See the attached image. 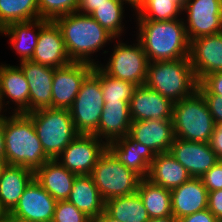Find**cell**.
Returning a JSON list of instances; mask_svg holds the SVG:
<instances>
[{
  "label": "cell",
  "mask_w": 222,
  "mask_h": 222,
  "mask_svg": "<svg viewBox=\"0 0 222 222\" xmlns=\"http://www.w3.org/2000/svg\"><path fill=\"white\" fill-rule=\"evenodd\" d=\"M45 154L55 160L80 134L73 123L69 109L44 108L27 114Z\"/></svg>",
  "instance_id": "obj_5"
},
{
  "label": "cell",
  "mask_w": 222,
  "mask_h": 222,
  "mask_svg": "<svg viewBox=\"0 0 222 222\" xmlns=\"http://www.w3.org/2000/svg\"><path fill=\"white\" fill-rule=\"evenodd\" d=\"M67 201L89 218L97 217L104 212L105 201L90 175L76 176Z\"/></svg>",
  "instance_id": "obj_28"
},
{
  "label": "cell",
  "mask_w": 222,
  "mask_h": 222,
  "mask_svg": "<svg viewBox=\"0 0 222 222\" xmlns=\"http://www.w3.org/2000/svg\"><path fill=\"white\" fill-rule=\"evenodd\" d=\"M126 3L135 9L127 0H106V3L98 6L90 15L115 38H119L126 28L122 22Z\"/></svg>",
  "instance_id": "obj_32"
},
{
  "label": "cell",
  "mask_w": 222,
  "mask_h": 222,
  "mask_svg": "<svg viewBox=\"0 0 222 222\" xmlns=\"http://www.w3.org/2000/svg\"><path fill=\"white\" fill-rule=\"evenodd\" d=\"M94 65L74 62L55 68L52 84V108L69 109L77 96L85 77Z\"/></svg>",
  "instance_id": "obj_12"
},
{
  "label": "cell",
  "mask_w": 222,
  "mask_h": 222,
  "mask_svg": "<svg viewBox=\"0 0 222 222\" xmlns=\"http://www.w3.org/2000/svg\"><path fill=\"white\" fill-rule=\"evenodd\" d=\"M148 222H177V219L173 215H170L163 218H150Z\"/></svg>",
  "instance_id": "obj_46"
},
{
  "label": "cell",
  "mask_w": 222,
  "mask_h": 222,
  "mask_svg": "<svg viewBox=\"0 0 222 222\" xmlns=\"http://www.w3.org/2000/svg\"><path fill=\"white\" fill-rule=\"evenodd\" d=\"M137 87L131 82L111 77L101 69V89L104 103L130 102Z\"/></svg>",
  "instance_id": "obj_34"
},
{
  "label": "cell",
  "mask_w": 222,
  "mask_h": 222,
  "mask_svg": "<svg viewBox=\"0 0 222 222\" xmlns=\"http://www.w3.org/2000/svg\"><path fill=\"white\" fill-rule=\"evenodd\" d=\"M57 201L33 179L9 215L34 222H52Z\"/></svg>",
  "instance_id": "obj_13"
},
{
  "label": "cell",
  "mask_w": 222,
  "mask_h": 222,
  "mask_svg": "<svg viewBox=\"0 0 222 222\" xmlns=\"http://www.w3.org/2000/svg\"><path fill=\"white\" fill-rule=\"evenodd\" d=\"M129 103L130 102L104 103L98 130L94 135L106 144L128 136L132 123Z\"/></svg>",
  "instance_id": "obj_23"
},
{
  "label": "cell",
  "mask_w": 222,
  "mask_h": 222,
  "mask_svg": "<svg viewBox=\"0 0 222 222\" xmlns=\"http://www.w3.org/2000/svg\"><path fill=\"white\" fill-rule=\"evenodd\" d=\"M103 105L101 68L95 65L83 80L69 108L75 128L80 134H94L98 130Z\"/></svg>",
  "instance_id": "obj_8"
},
{
  "label": "cell",
  "mask_w": 222,
  "mask_h": 222,
  "mask_svg": "<svg viewBox=\"0 0 222 222\" xmlns=\"http://www.w3.org/2000/svg\"><path fill=\"white\" fill-rule=\"evenodd\" d=\"M0 101L4 108L13 102L17 107L11 110L12 113H29V84L20 67L1 63Z\"/></svg>",
  "instance_id": "obj_20"
},
{
  "label": "cell",
  "mask_w": 222,
  "mask_h": 222,
  "mask_svg": "<svg viewBox=\"0 0 222 222\" xmlns=\"http://www.w3.org/2000/svg\"><path fill=\"white\" fill-rule=\"evenodd\" d=\"M91 222H120L112 217H110L105 211L97 217L91 218Z\"/></svg>",
  "instance_id": "obj_45"
},
{
  "label": "cell",
  "mask_w": 222,
  "mask_h": 222,
  "mask_svg": "<svg viewBox=\"0 0 222 222\" xmlns=\"http://www.w3.org/2000/svg\"><path fill=\"white\" fill-rule=\"evenodd\" d=\"M169 152L194 178H201L220 160L206 142L175 138Z\"/></svg>",
  "instance_id": "obj_14"
},
{
  "label": "cell",
  "mask_w": 222,
  "mask_h": 222,
  "mask_svg": "<svg viewBox=\"0 0 222 222\" xmlns=\"http://www.w3.org/2000/svg\"><path fill=\"white\" fill-rule=\"evenodd\" d=\"M34 19H39L38 0H0V29Z\"/></svg>",
  "instance_id": "obj_33"
},
{
  "label": "cell",
  "mask_w": 222,
  "mask_h": 222,
  "mask_svg": "<svg viewBox=\"0 0 222 222\" xmlns=\"http://www.w3.org/2000/svg\"><path fill=\"white\" fill-rule=\"evenodd\" d=\"M52 222H91V218L64 200L57 201Z\"/></svg>",
  "instance_id": "obj_36"
},
{
  "label": "cell",
  "mask_w": 222,
  "mask_h": 222,
  "mask_svg": "<svg viewBox=\"0 0 222 222\" xmlns=\"http://www.w3.org/2000/svg\"><path fill=\"white\" fill-rule=\"evenodd\" d=\"M172 120L175 138L192 142L209 143L216 125L203 95L198 90L174 103Z\"/></svg>",
  "instance_id": "obj_6"
},
{
  "label": "cell",
  "mask_w": 222,
  "mask_h": 222,
  "mask_svg": "<svg viewBox=\"0 0 222 222\" xmlns=\"http://www.w3.org/2000/svg\"><path fill=\"white\" fill-rule=\"evenodd\" d=\"M62 32L65 48L71 61L97 65L93 59L104 45L117 40L90 14L79 11L63 15L54 20ZM92 57V58H91Z\"/></svg>",
  "instance_id": "obj_2"
},
{
  "label": "cell",
  "mask_w": 222,
  "mask_h": 222,
  "mask_svg": "<svg viewBox=\"0 0 222 222\" xmlns=\"http://www.w3.org/2000/svg\"><path fill=\"white\" fill-rule=\"evenodd\" d=\"M134 8L142 1V0H127Z\"/></svg>",
  "instance_id": "obj_50"
},
{
  "label": "cell",
  "mask_w": 222,
  "mask_h": 222,
  "mask_svg": "<svg viewBox=\"0 0 222 222\" xmlns=\"http://www.w3.org/2000/svg\"><path fill=\"white\" fill-rule=\"evenodd\" d=\"M209 145L216 156L222 160V122L215 125L213 134L209 140Z\"/></svg>",
  "instance_id": "obj_42"
},
{
  "label": "cell",
  "mask_w": 222,
  "mask_h": 222,
  "mask_svg": "<svg viewBox=\"0 0 222 222\" xmlns=\"http://www.w3.org/2000/svg\"><path fill=\"white\" fill-rule=\"evenodd\" d=\"M215 124L222 122V97L219 95H203Z\"/></svg>",
  "instance_id": "obj_40"
},
{
  "label": "cell",
  "mask_w": 222,
  "mask_h": 222,
  "mask_svg": "<svg viewBox=\"0 0 222 222\" xmlns=\"http://www.w3.org/2000/svg\"><path fill=\"white\" fill-rule=\"evenodd\" d=\"M107 149L120 163L138 174L142 179L147 178L150 165L156 156V153L149 147L135 142L128 136L108 143Z\"/></svg>",
  "instance_id": "obj_21"
},
{
  "label": "cell",
  "mask_w": 222,
  "mask_h": 222,
  "mask_svg": "<svg viewBox=\"0 0 222 222\" xmlns=\"http://www.w3.org/2000/svg\"><path fill=\"white\" fill-rule=\"evenodd\" d=\"M128 137L149 147L156 154L169 152L175 139L173 120L132 121Z\"/></svg>",
  "instance_id": "obj_19"
},
{
  "label": "cell",
  "mask_w": 222,
  "mask_h": 222,
  "mask_svg": "<svg viewBox=\"0 0 222 222\" xmlns=\"http://www.w3.org/2000/svg\"><path fill=\"white\" fill-rule=\"evenodd\" d=\"M198 84L189 57L148 63L145 85L173 103L193 95Z\"/></svg>",
  "instance_id": "obj_4"
},
{
  "label": "cell",
  "mask_w": 222,
  "mask_h": 222,
  "mask_svg": "<svg viewBox=\"0 0 222 222\" xmlns=\"http://www.w3.org/2000/svg\"><path fill=\"white\" fill-rule=\"evenodd\" d=\"M7 161L5 159H0V177L2 176V173L4 169L7 167Z\"/></svg>",
  "instance_id": "obj_48"
},
{
  "label": "cell",
  "mask_w": 222,
  "mask_h": 222,
  "mask_svg": "<svg viewBox=\"0 0 222 222\" xmlns=\"http://www.w3.org/2000/svg\"><path fill=\"white\" fill-rule=\"evenodd\" d=\"M3 222H34V221L18 219V218L13 217V216H11L9 214H6L5 217H4Z\"/></svg>",
  "instance_id": "obj_47"
},
{
  "label": "cell",
  "mask_w": 222,
  "mask_h": 222,
  "mask_svg": "<svg viewBox=\"0 0 222 222\" xmlns=\"http://www.w3.org/2000/svg\"><path fill=\"white\" fill-rule=\"evenodd\" d=\"M0 159H5V139H4L3 120L0 121Z\"/></svg>",
  "instance_id": "obj_44"
},
{
  "label": "cell",
  "mask_w": 222,
  "mask_h": 222,
  "mask_svg": "<svg viewBox=\"0 0 222 222\" xmlns=\"http://www.w3.org/2000/svg\"><path fill=\"white\" fill-rule=\"evenodd\" d=\"M79 0H38L39 18L54 21L56 18L78 11Z\"/></svg>",
  "instance_id": "obj_35"
},
{
  "label": "cell",
  "mask_w": 222,
  "mask_h": 222,
  "mask_svg": "<svg viewBox=\"0 0 222 222\" xmlns=\"http://www.w3.org/2000/svg\"><path fill=\"white\" fill-rule=\"evenodd\" d=\"M3 109V110H2ZM7 111V109H4L2 107L1 101H0V121H2L5 117L4 112ZM3 113V114H2Z\"/></svg>",
  "instance_id": "obj_49"
},
{
  "label": "cell",
  "mask_w": 222,
  "mask_h": 222,
  "mask_svg": "<svg viewBox=\"0 0 222 222\" xmlns=\"http://www.w3.org/2000/svg\"><path fill=\"white\" fill-rule=\"evenodd\" d=\"M34 179V171L7 165L0 177V207L9 214L19 202L26 187Z\"/></svg>",
  "instance_id": "obj_25"
},
{
  "label": "cell",
  "mask_w": 222,
  "mask_h": 222,
  "mask_svg": "<svg viewBox=\"0 0 222 222\" xmlns=\"http://www.w3.org/2000/svg\"><path fill=\"white\" fill-rule=\"evenodd\" d=\"M104 211L120 222H148L150 219L137 192L105 201Z\"/></svg>",
  "instance_id": "obj_29"
},
{
  "label": "cell",
  "mask_w": 222,
  "mask_h": 222,
  "mask_svg": "<svg viewBox=\"0 0 222 222\" xmlns=\"http://www.w3.org/2000/svg\"><path fill=\"white\" fill-rule=\"evenodd\" d=\"M3 119L5 160L8 165L36 171L51 160L37 137L32 119L25 113H9Z\"/></svg>",
  "instance_id": "obj_3"
},
{
  "label": "cell",
  "mask_w": 222,
  "mask_h": 222,
  "mask_svg": "<svg viewBox=\"0 0 222 222\" xmlns=\"http://www.w3.org/2000/svg\"><path fill=\"white\" fill-rule=\"evenodd\" d=\"M191 178L186 168L170 152L156 154L147 179L152 183L173 190Z\"/></svg>",
  "instance_id": "obj_27"
},
{
  "label": "cell",
  "mask_w": 222,
  "mask_h": 222,
  "mask_svg": "<svg viewBox=\"0 0 222 222\" xmlns=\"http://www.w3.org/2000/svg\"><path fill=\"white\" fill-rule=\"evenodd\" d=\"M201 180L208 192L222 189V160L208 170Z\"/></svg>",
  "instance_id": "obj_38"
},
{
  "label": "cell",
  "mask_w": 222,
  "mask_h": 222,
  "mask_svg": "<svg viewBox=\"0 0 222 222\" xmlns=\"http://www.w3.org/2000/svg\"><path fill=\"white\" fill-rule=\"evenodd\" d=\"M76 174L56 160L45 162L34 172V179L56 200H67Z\"/></svg>",
  "instance_id": "obj_24"
},
{
  "label": "cell",
  "mask_w": 222,
  "mask_h": 222,
  "mask_svg": "<svg viewBox=\"0 0 222 222\" xmlns=\"http://www.w3.org/2000/svg\"><path fill=\"white\" fill-rule=\"evenodd\" d=\"M103 3H106V0H79L78 11L83 14H90Z\"/></svg>",
  "instance_id": "obj_43"
},
{
  "label": "cell",
  "mask_w": 222,
  "mask_h": 222,
  "mask_svg": "<svg viewBox=\"0 0 222 222\" xmlns=\"http://www.w3.org/2000/svg\"><path fill=\"white\" fill-rule=\"evenodd\" d=\"M137 193L150 218H163L172 215L171 190L143 178L139 183Z\"/></svg>",
  "instance_id": "obj_30"
},
{
  "label": "cell",
  "mask_w": 222,
  "mask_h": 222,
  "mask_svg": "<svg viewBox=\"0 0 222 222\" xmlns=\"http://www.w3.org/2000/svg\"><path fill=\"white\" fill-rule=\"evenodd\" d=\"M136 20L137 39L149 62L189 57L190 41L182 18L169 21Z\"/></svg>",
  "instance_id": "obj_1"
},
{
  "label": "cell",
  "mask_w": 222,
  "mask_h": 222,
  "mask_svg": "<svg viewBox=\"0 0 222 222\" xmlns=\"http://www.w3.org/2000/svg\"><path fill=\"white\" fill-rule=\"evenodd\" d=\"M6 213L0 207V222H3Z\"/></svg>",
  "instance_id": "obj_51"
},
{
  "label": "cell",
  "mask_w": 222,
  "mask_h": 222,
  "mask_svg": "<svg viewBox=\"0 0 222 222\" xmlns=\"http://www.w3.org/2000/svg\"><path fill=\"white\" fill-rule=\"evenodd\" d=\"M129 106L132 121L172 120L173 118L174 103L145 84L135 89Z\"/></svg>",
  "instance_id": "obj_17"
},
{
  "label": "cell",
  "mask_w": 222,
  "mask_h": 222,
  "mask_svg": "<svg viewBox=\"0 0 222 222\" xmlns=\"http://www.w3.org/2000/svg\"><path fill=\"white\" fill-rule=\"evenodd\" d=\"M45 19L15 22L1 29V35L9 36L13 50L20 55V62L31 60L38 42L40 29L48 22ZM37 30V31H36Z\"/></svg>",
  "instance_id": "obj_26"
},
{
  "label": "cell",
  "mask_w": 222,
  "mask_h": 222,
  "mask_svg": "<svg viewBox=\"0 0 222 222\" xmlns=\"http://www.w3.org/2000/svg\"><path fill=\"white\" fill-rule=\"evenodd\" d=\"M106 149L94 134H79L55 160L77 176L90 175Z\"/></svg>",
  "instance_id": "obj_11"
},
{
  "label": "cell",
  "mask_w": 222,
  "mask_h": 222,
  "mask_svg": "<svg viewBox=\"0 0 222 222\" xmlns=\"http://www.w3.org/2000/svg\"><path fill=\"white\" fill-rule=\"evenodd\" d=\"M90 176L104 201L136 193L142 179L120 163L108 149L101 155Z\"/></svg>",
  "instance_id": "obj_7"
},
{
  "label": "cell",
  "mask_w": 222,
  "mask_h": 222,
  "mask_svg": "<svg viewBox=\"0 0 222 222\" xmlns=\"http://www.w3.org/2000/svg\"><path fill=\"white\" fill-rule=\"evenodd\" d=\"M182 12L189 41L222 32V0H184Z\"/></svg>",
  "instance_id": "obj_10"
},
{
  "label": "cell",
  "mask_w": 222,
  "mask_h": 222,
  "mask_svg": "<svg viewBox=\"0 0 222 222\" xmlns=\"http://www.w3.org/2000/svg\"><path fill=\"white\" fill-rule=\"evenodd\" d=\"M222 222V189L208 192V208Z\"/></svg>",
  "instance_id": "obj_39"
},
{
  "label": "cell",
  "mask_w": 222,
  "mask_h": 222,
  "mask_svg": "<svg viewBox=\"0 0 222 222\" xmlns=\"http://www.w3.org/2000/svg\"><path fill=\"white\" fill-rule=\"evenodd\" d=\"M190 63L200 82L205 76L222 71V32L190 41Z\"/></svg>",
  "instance_id": "obj_15"
},
{
  "label": "cell",
  "mask_w": 222,
  "mask_h": 222,
  "mask_svg": "<svg viewBox=\"0 0 222 222\" xmlns=\"http://www.w3.org/2000/svg\"><path fill=\"white\" fill-rule=\"evenodd\" d=\"M202 95H219L222 97V71L205 76L198 84Z\"/></svg>",
  "instance_id": "obj_37"
},
{
  "label": "cell",
  "mask_w": 222,
  "mask_h": 222,
  "mask_svg": "<svg viewBox=\"0 0 222 222\" xmlns=\"http://www.w3.org/2000/svg\"><path fill=\"white\" fill-rule=\"evenodd\" d=\"M184 0H142L134 9L136 19L169 21L179 19Z\"/></svg>",
  "instance_id": "obj_31"
},
{
  "label": "cell",
  "mask_w": 222,
  "mask_h": 222,
  "mask_svg": "<svg viewBox=\"0 0 222 222\" xmlns=\"http://www.w3.org/2000/svg\"><path fill=\"white\" fill-rule=\"evenodd\" d=\"M19 67L29 84V113L52 108V84L55 68L31 60L21 61Z\"/></svg>",
  "instance_id": "obj_16"
},
{
  "label": "cell",
  "mask_w": 222,
  "mask_h": 222,
  "mask_svg": "<svg viewBox=\"0 0 222 222\" xmlns=\"http://www.w3.org/2000/svg\"><path fill=\"white\" fill-rule=\"evenodd\" d=\"M31 61L52 68L63 67L72 62L67 54L60 27L55 21L49 20L40 29Z\"/></svg>",
  "instance_id": "obj_18"
},
{
  "label": "cell",
  "mask_w": 222,
  "mask_h": 222,
  "mask_svg": "<svg viewBox=\"0 0 222 222\" xmlns=\"http://www.w3.org/2000/svg\"><path fill=\"white\" fill-rule=\"evenodd\" d=\"M177 222H220L208 209L177 219Z\"/></svg>",
  "instance_id": "obj_41"
},
{
  "label": "cell",
  "mask_w": 222,
  "mask_h": 222,
  "mask_svg": "<svg viewBox=\"0 0 222 222\" xmlns=\"http://www.w3.org/2000/svg\"><path fill=\"white\" fill-rule=\"evenodd\" d=\"M172 215L176 219L208 208V190L201 178L191 177L171 190Z\"/></svg>",
  "instance_id": "obj_22"
},
{
  "label": "cell",
  "mask_w": 222,
  "mask_h": 222,
  "mask_svg": "<svg viewBox=\"0 0 222 222\" xmlns=\"http://www.w3.org/2000/svg\"><path fill=\"white\" fill-rule=\"evenodd\" d=\"M112 48L107 64H97L107 75L131 82L137 86L144 85L147 77L148 58L137 39L132 45L120 39Z\"/></svg>",
  "instance_id": "obj_9"
}]
</instances>
